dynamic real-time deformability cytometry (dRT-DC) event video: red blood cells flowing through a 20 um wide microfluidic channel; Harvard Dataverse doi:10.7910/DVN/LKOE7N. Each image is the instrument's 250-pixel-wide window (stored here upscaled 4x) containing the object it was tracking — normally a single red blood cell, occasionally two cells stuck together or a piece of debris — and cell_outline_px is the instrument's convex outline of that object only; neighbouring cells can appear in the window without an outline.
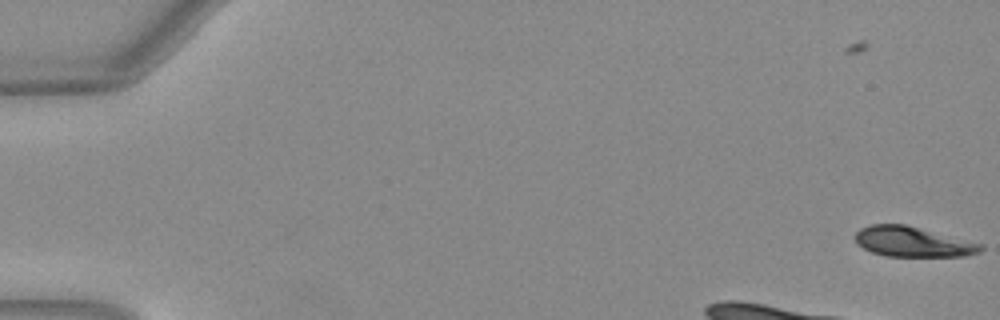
{"species": "Egyptian fruit bat (a non-hibernating species)", "species_latin": "Rousettus aegyptiacus", "temperature_condition": "warm", "stored_images_in_passage": 6, "camera_frame_rate_fps": 3000, "um_per_image_px": 0.085, "animal": {"sex": "female"}, "frame": {"image": 1, "passage_image": 6, "time_ms": 1.667, "image_size_px": [1000, 320], "cell_outline_px": [[984, 248], [980, 252], [964, 256], [884, 256], [872, 252], [864, 248], [856, 240], [856, 232], [860, 228], [872, 224], [904, 224], [984, 244]], "centroid_in_image_um": [77.61, 20.55], "position_along_channel_um": 7.4, "area_um2": 21.85}}